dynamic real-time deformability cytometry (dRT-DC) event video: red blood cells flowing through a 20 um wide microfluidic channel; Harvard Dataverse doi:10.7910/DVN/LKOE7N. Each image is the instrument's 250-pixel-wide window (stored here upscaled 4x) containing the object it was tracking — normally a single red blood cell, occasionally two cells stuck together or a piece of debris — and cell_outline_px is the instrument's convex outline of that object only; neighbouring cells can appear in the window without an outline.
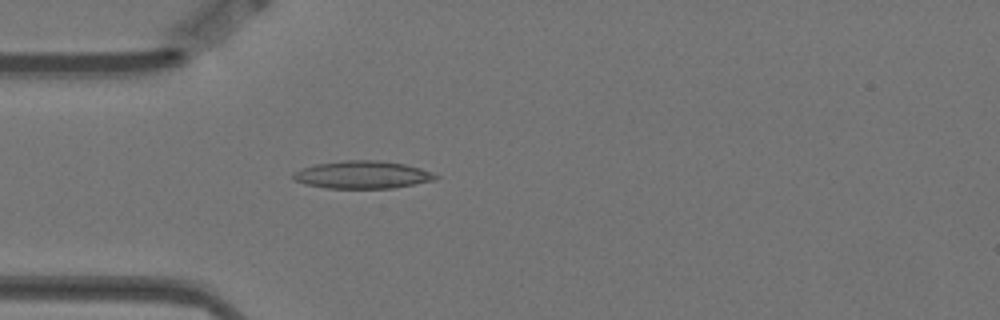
{"species": "Egyptian fruit bat (a non-hibernating species)", "species_latin": "Rousettus aegyptiacus", "temperature_condition": "warm", "stored_images_in_passage": 4, "camera_frame_rate_fps": 3000, "um_per_image_px": 0.085, "animal": {"sex": "female"}, "frame": {"image": 1, "passage_image": 4, "time_ms": 1.0, "image_size_px": [1000, 320], "cell_outline_px": [[440, 176], [436, 180], [392, 188], [324, 188], [304, 184], [292, 180], [292, 172], [300, 168], [316, 164], [344, 160], [376, 160], [404, 164], [420, 168], [432, 172]], "centroid_in_image_um": [30.76, 14.85], "position_along_channel_um": 54.2, "area_um2": 23.12}}